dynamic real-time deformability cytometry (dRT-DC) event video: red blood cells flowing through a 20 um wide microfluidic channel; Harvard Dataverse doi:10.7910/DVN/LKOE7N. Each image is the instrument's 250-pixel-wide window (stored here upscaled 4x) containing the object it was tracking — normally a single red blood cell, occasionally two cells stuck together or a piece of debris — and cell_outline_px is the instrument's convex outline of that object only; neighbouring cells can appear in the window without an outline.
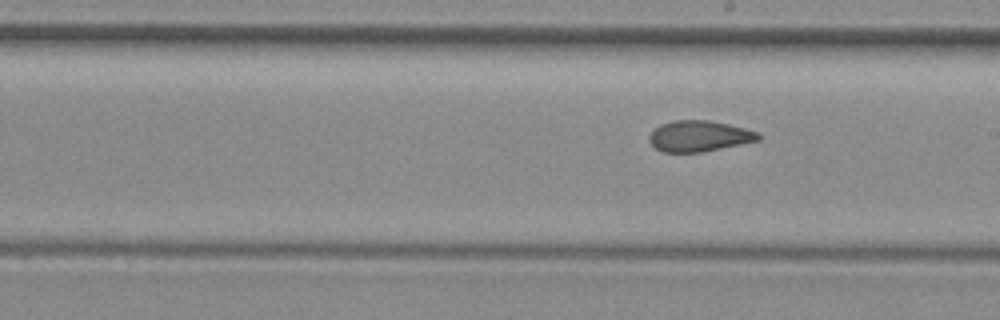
{"species": "common noctule bat (a hibernating species)", "species_latin": "Nyctalus noctula", "temperature_condition": "room temperature", "stored_images_in_passage": 10, "segment_of_instrument_passage": [2, 2], "camera_frame_rate_fps": 3000, "um_per_image_px": 0.085, "animal": {"sex": "female", "body_mass_g": 29.2, "forearm_length_mm": 56.3}, "frame": {"image": 1, "passage_image": 10, "time_ms": 3.0, "image_size_px": [1000, 320], "cell_outline_px": [[760, 140], [704, 152], [664, 152], [656, 148], [648, 140], [648, 136], [660, 124], [672, 120], [708, 120], [728, 124], [760, 132]], "centroid_in_image_um": [59.44, 11.56], "position_along_channel_um": 229.6, "area_um2": 19.71}}